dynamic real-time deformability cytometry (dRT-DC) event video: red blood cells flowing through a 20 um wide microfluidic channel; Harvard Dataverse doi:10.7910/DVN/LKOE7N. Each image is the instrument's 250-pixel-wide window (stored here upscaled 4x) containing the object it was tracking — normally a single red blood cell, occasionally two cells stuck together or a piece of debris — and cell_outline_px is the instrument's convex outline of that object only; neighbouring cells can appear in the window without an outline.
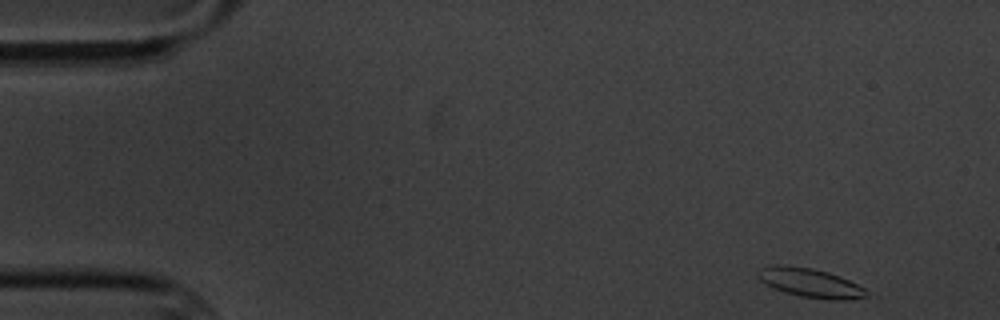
{"species": "common noctule bat (a hibernating species)", "species_latin": "Nyctalus noctula", "temperature_condition": "cold", "stored_images_in_passage": 6, "camera_frame_rate_fps": 3000, "um_per_image_px": 0.085, "animal": {"sex": "male", "body_mass_g": 20.1, "forearm_length_mm": 53.5}, "frame": {"image": 1, "passage_image": 1, "time_ms": 0.0, "image_size_px": [1000, 320], "cell_outline_px": [[868, 296], [844, 300], [828, 300], [800, 296], [776, 288], [760, 280], [756, 276], [756, 272], [760, 268], [780, 264], [812, 268], [828, 272], [840, 276], [864, 288]], "centroid_in_image_um": [68.86, 24.03], "position_along_channel_um": 16.1, "area_um2": 18.09}}
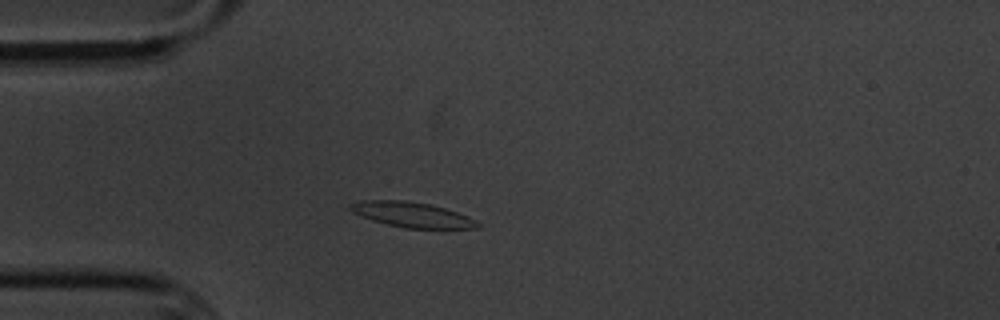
{"frame": {"image": 2, "passage_image": 4, "time_ms": 3.667, "image_size_px": [1000, 320], "cell_outline_px": [[480, 228], [404, 228], [372, 220], [360, 216], [352, 212], [348, 208], [348, 204], [360, 200], [404, 200], [428, 204], [444, 208], [468, 216], [480, 224]], "centroid_in_image_um": [34.96, 18.24], "position_along_channel_um": 50.0, "area_um2": 18.55}}
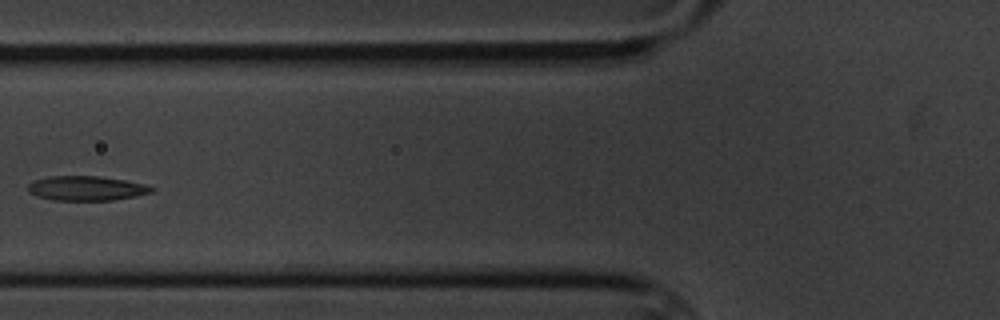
{"frame": {"image": 3, "passage_image": 6, "time_ms": 6.0, "image_size_px": [1000, 320], "cell_outline_px": [[156, 188], [152, 192], [136, 196], [112, 200], [52, 200], [36, 196], [28, 192], [28, 184], [32, 180], [52, 176], [100, 176], [124, 180], [144, 184]], "centroid_in_image_um": [7.32, 16.0], "position_along_channel_um": 118.5, "area_um2": 17.74}}